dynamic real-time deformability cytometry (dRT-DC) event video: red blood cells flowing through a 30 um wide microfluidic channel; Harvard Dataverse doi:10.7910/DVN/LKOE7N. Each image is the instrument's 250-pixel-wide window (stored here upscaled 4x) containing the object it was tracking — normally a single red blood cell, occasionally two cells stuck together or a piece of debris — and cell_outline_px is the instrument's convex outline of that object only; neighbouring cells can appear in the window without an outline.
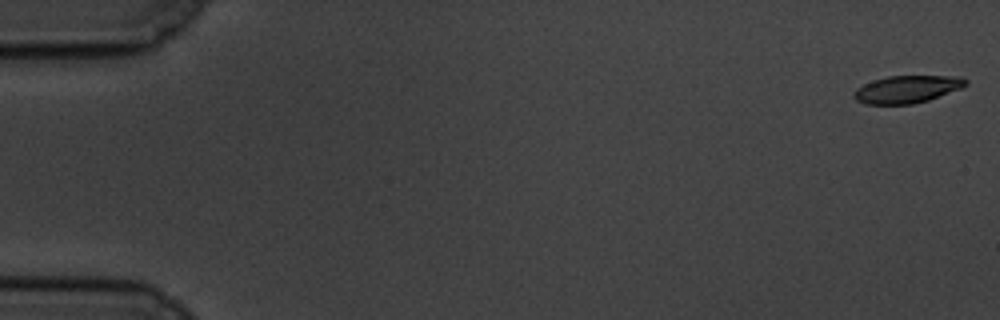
{"species": "common noctule bat (a hibernating species)", "species_latin": "Nyctalus noctula", "temperature_condition": "cold", "stored_images_in_passage": 58, "camera_frame_rate_fps": 3000, "um_per_image_px": 0.085, "animal": {"sex": "male", "body_mass_g": 19.5, "forearm_length_mm": 54.6}, "frame": {"image": 1, "passage_image": 1, "time_ms": 0.0, "image_size_px": [1000, 320], "cell_outline_px": [[968, 84], [960, 88], [928, 100], [912, 104], [864, 104], [856, 100], [852, 96], [856, 88], [872, 80], [888, 76], [964, 76], [968, 80]], "centroid_in_image_um": [77.09, 7.58], "position_along_channel_um": 7.9, "area_um2": 17.92}}
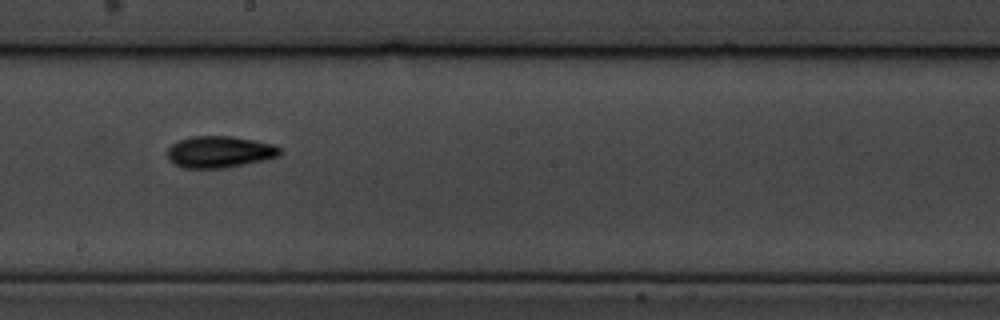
{"frame": {"image": 2, "passage_image": 33, "time_ms": 10.667, "image_size_px": [1000, 320], "cell_outline_px": [[280, 156], [264, 160], [228, 168], [184, 168], [168, 160], [168, 148], [172, 144], [180, 140], [192, 136], [232, 136], [272, 144], [280, 148]], "centroid_in_image_um": [18.66, 12.92], "position_along_channel_um": 229.5, "area_um2": 20.69}}
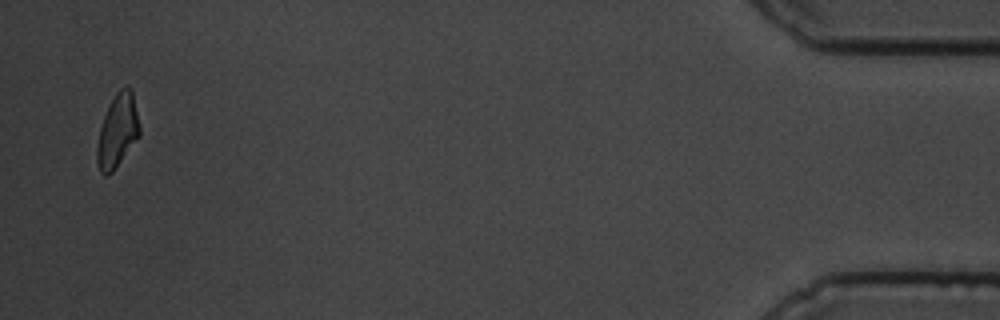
{"frame": {"image": 3, "passage_image": 57, "time_ms": 18.667, "image_size_px": [1000, 320], "cell_outline_px": [[140, 136], [112, 172], [108, 176], [104, 176], [100, 172], [96, 160], [96, 148], [100, 128], [104, 116], [116, 92], [120, 88], [132, 88], [140, 128]], "centroid_in_image_um": [9.99, 11.16], "position_along_channel_um": 425.2, "area_um2": 18.09}, "authors_computed_cell_mechanics": {"area_um2": 19.0162, "velocity_mm_per_s": 3.4673, "shape_relaxation_time_tau1_ms": 3.0755, "shape_relaxation_time_tau2_ms": 3.9544, "deformation_change_tau1": 0.1116, "deformation_change_tau2": 0.1031}}